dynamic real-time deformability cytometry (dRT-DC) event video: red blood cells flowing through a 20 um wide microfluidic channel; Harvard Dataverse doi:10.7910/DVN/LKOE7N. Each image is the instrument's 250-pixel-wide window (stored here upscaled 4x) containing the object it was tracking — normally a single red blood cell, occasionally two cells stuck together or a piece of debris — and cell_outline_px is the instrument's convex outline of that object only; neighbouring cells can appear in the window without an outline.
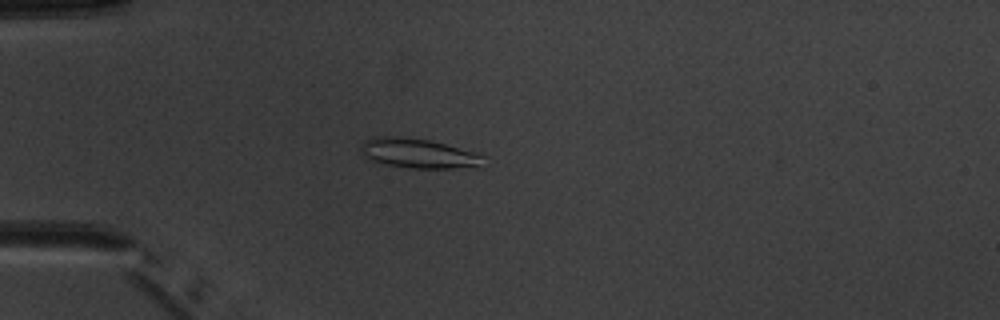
{"species": "common noctule bat (a hibernating species)", "species_latin": "Nyctalus noctula", "temperature_condition": "warm", "stored_images_in_passage": 4, "camera_frame_rate_fps": 3000, "um_per_image_px": 0.085, "animal": {"sex": "male", "body_mass_g": 20.1, "forearm_length_mm": 53.5}, "frame": {"image": 1, "passage_image": 4, "time_ms": 3.667, "image_size_px": [1000, 320], "cell_outline_px": [[484, 156], [476, 164], [452, 168], [408, 168], [384, 164], [372, 160], [360, 152], [360, 148], [364, 140], [372, 136], [400, 136], [428, 140], [480, 152]], "centroid_in_image_um": [35.46, 13.0], "position_along_channel_um": 49.5, "area_um2": 20.92}}